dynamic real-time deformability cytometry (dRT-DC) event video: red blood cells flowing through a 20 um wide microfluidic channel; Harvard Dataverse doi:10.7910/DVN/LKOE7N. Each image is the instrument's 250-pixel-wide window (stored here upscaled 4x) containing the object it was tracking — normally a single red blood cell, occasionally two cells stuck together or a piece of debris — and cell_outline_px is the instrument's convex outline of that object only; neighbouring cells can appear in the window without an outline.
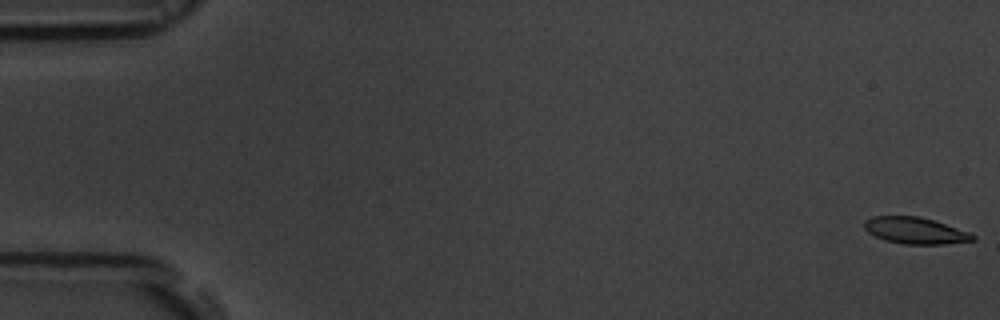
{"species": "common noctule bat (a hibernating species)", "species_latin": "Nyctalus noctula", "temperature_condition": "room temperature", "stored_images_in_passage": 55, "camera_frame_rate_fps": 3000, "um_per_image_px": 0.085, "animal": {"sex": "male", "body_mass_g": 19.5, "forearm_length_mm": 54.6}, "frame": {"image": 1, "passage_image": 1, "time_ms": 0.0, "image_size_px": [1000, 320], "cell_outline_px": [[976, 240], [944, 244], [904, 244], [884, 240], [868, 232], [864, 228], [864, 220], [872, 216], [920, 216], [968, 232], [976, 236]], "centroid_in_image_um": [77.76, 19.6], "position_along_channel_um": 7.2, "area_um2": 16.65}}
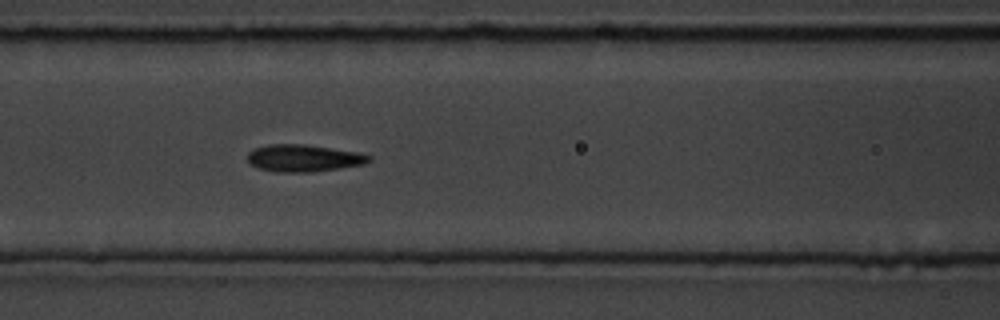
{"frame": {"image": 2, "passage_image": 24, "time_ms": 7.667, "image_size_px": [1000, 320], "cell_outline_px": [[372, 160], [364, 164], [340, 168], [312, 172], [276, 172], [256, 168], [248, 164], [248, 152], [252, 148], [268, 144], [304, 144], [356, 152], [372, 156]], "centroid_in_image_um": [25.75, 13.44], "position_along_channel_um": 140.8, "area_um2": 19.36}}
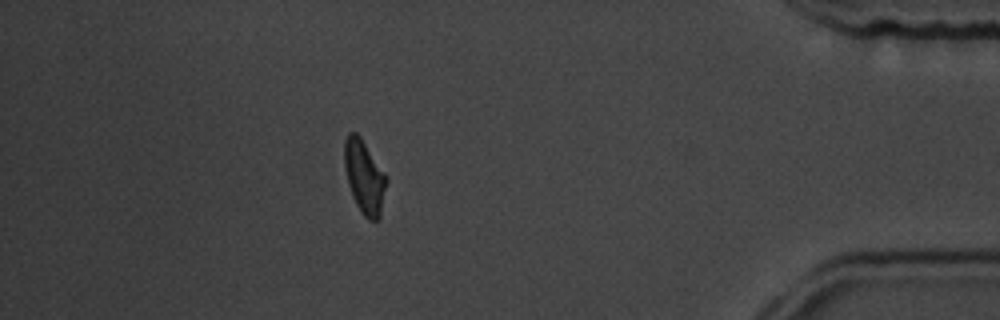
{"frame": {"image": 3, "passage_image": 49, "time_ms": 16.0, "image_size_px": [1000, 320], "cell_outline_px": [[388, 180], [380, 220], [368, 220], [360, 212], [352, 196], [348, 184], [344, 168], [344, 140], [348, 132], [356, 132], [360, 136], [388, 176]], "centroid_in_image_um": [30.99, 15.05], "position_along_channel_um": 404.2, "area_um2": 18.5}, "authors_computed_cell_mechanics": {"area_um2": 18.2648, "velocity_mm_per_s": 3.7156, "shape_relaxation_time_tau1_ms": 4.4642, "shape_relaxation_time_tau2_ms": 2.5935, "deformation_change_tau1": 0.156, "deformation_change_tau2": 0.0861}}